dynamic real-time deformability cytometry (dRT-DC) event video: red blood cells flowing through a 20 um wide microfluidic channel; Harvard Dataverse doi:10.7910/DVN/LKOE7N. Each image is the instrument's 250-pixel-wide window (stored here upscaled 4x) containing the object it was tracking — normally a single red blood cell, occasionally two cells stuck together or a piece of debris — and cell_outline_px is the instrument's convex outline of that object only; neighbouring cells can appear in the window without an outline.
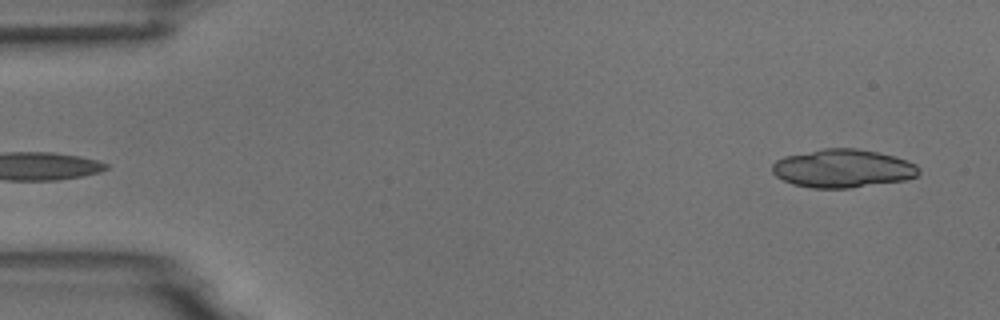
{"species": "common noctule bat (a hibernating species)", "species_latin": "Nyctalus noctula", "temperature_condition": "room temperature", "stored_images_in_passage": 6, "segment_of_instrument_passage": [2, 2], "camera_frame_rate_fps": 3000, "um_per_image_px": 0.085, "animal": {"sex": "male", "body_mass_g": 18.8}, "frame": {"image": 1, "passage_image": 6, "time_ms": 6.0, "image_size_px": [1000, 320], "cell_outline_px": [[920, 172], [916, 176], [904, 180], [848, 188], [812, 188], [792, 184], [776, 176], [772, 172], [772, 164], [776, 160], [784, 156], [824, 148], [856, 148], [876, 152], [892, 156], [916, 164], [920, 168]], "centroid_in_image_um": [71.6, 14.32], "position_along_channel_um": 13.4, "area_um2": 32.54}}